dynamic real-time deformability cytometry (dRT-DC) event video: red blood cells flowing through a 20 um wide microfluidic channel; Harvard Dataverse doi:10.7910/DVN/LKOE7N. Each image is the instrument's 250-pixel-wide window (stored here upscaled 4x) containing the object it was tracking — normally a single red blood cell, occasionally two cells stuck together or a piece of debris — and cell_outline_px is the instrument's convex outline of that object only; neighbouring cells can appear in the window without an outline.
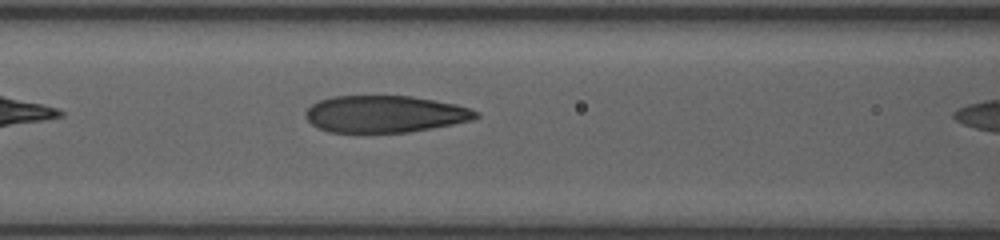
{"species": "human", "species_latin": "Homo sapiens", "temperature_condition": "room temperature", "stored_images_in_passage": 25, "camera_frame_rate_fps": 3000, "um_per_image_px": 0.085, "donor": {"sex": "female"}, "frame": {"image": 1, "passage_image": 8, "time_ms": 2.0, "image_size_px": [1000, 240], "cell_outline_px": [[480, 116], [472, 120], [452, 124], [408, 132], [328, 132], [316, 128], [304, 116], [304, 112], [312, 104], [320, 100], [332, 96], [412, 96], [456, 104], [480, 112]], "centroid_in_image_um": [32.69, 9.69], "position_along_channel_um": 133.9, "area_um2": 36.65}}
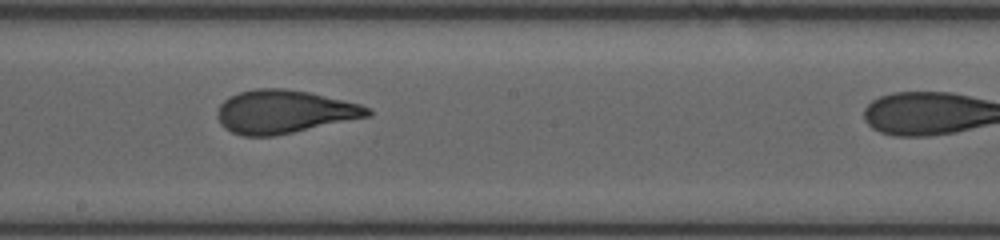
{"frame": {"image": 2, "passage_image": 17, "time_ms": 4.333, "image_size_px": [1000, 240], "cell_outline_px": [[372, 112], [368, 116], [292, 132], [272, 136], [244, 136], [232, 132], [224, 128], [220, 124], [216, 116], [216, 112], [220, 104], [228, 96], [240, 92], [256, 88], [284, 88], [308, 92], [360, 104], [372, 108]], "centroid_in_image_um": [24.09, 9.49], "position_along_channel_um": 224.1, "area_um2": 37.63}}
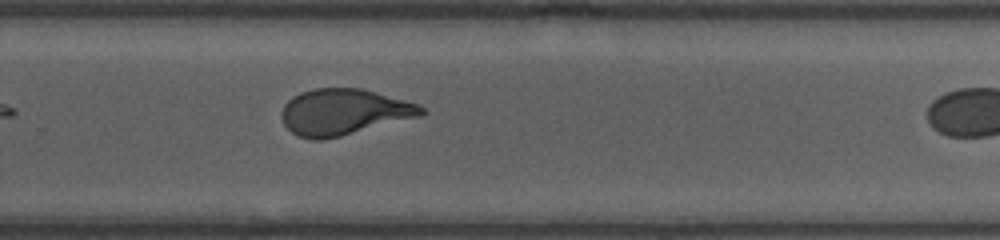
{"frame": {"image": 3, "passage_image": 24, "time_ms": 6.333, "image_size_px": [1000, 240], "cell_outline_px": [[428, 112], [420, 116], [340, 136], [320, 140], [312, 140], [296, 136], [284, 124], [280, 116], [280, 112], [284, 104], [292, 96], [300, 92], [316, 88], [360, 88], [376, 92], [404, 100], [416, 104], [424, 108]], "centroid_in_image_um": [29.17, 9.52], "position_along_channel_um": 300.6, "area_um2": 37.45}}